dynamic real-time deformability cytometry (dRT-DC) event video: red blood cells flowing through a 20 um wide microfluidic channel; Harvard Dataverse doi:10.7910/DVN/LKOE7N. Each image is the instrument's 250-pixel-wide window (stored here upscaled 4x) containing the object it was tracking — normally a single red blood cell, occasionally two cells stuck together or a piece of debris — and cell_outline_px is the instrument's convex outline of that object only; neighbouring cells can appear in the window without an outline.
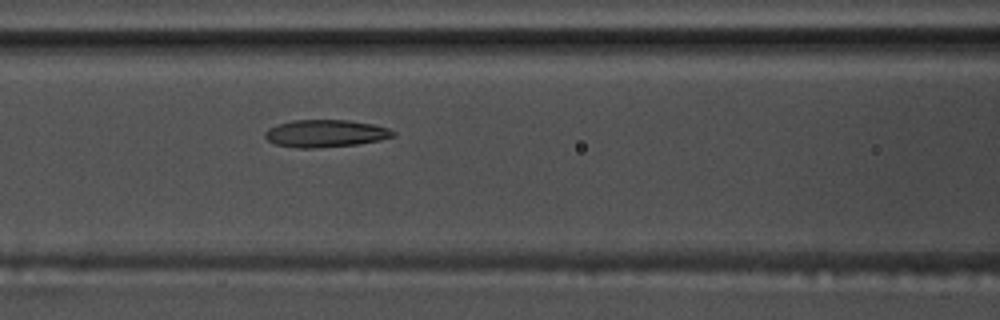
{"species": "common noctule bat (a hibernating species)", "species_latin": "Nyctalus noctula", "temperature_condition": "warm", "stored_images_in_passage": 46, "camera_frame_rate_fps": 3000, "um_per_image_px": 0.085, "animal": {"sex": "male", "body_mass_g": 17.5, "forearm_length_mm": 52.3}, "frame": {"image": 1, "passage_image": 15, "time_ms": 4.667, "image_size_px": [1000, 320], "cell_outline_px": [[396, 136], [380, 140], [356, 144], [316, 148], [296, 148], [276, 144], [268, 140], [264, 136], [264, 132], [268, 128], [292, 120], [348, 120], [372, 124], [388, 128], [396, 132]], "centroid_in_image_um": [27.67, 11.34], "position_along_channel_um": 138.9, "area_um2": 20.4}}
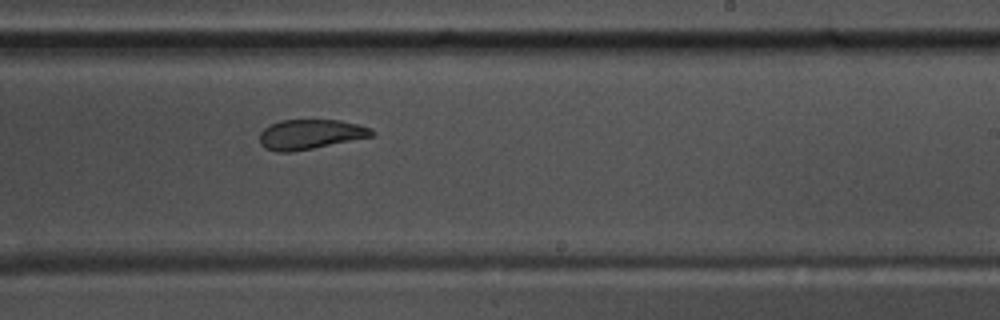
{"frame": {"image": 2, "passage_image": 25, "time_ms": 8.0, "image_size_px": [1000, 320], "cell_outline_px": [[376, 132], [372, 136], [292, 152], [276, 152], [264, 148], [260, 144], [260, 132], [264, 128], [280, 120], [340, 120], [372, 128]], "centroid_in_image_um": [26.35, 11.42], "position_along_channel_um": 262.6, "area_um2": 19.36}}
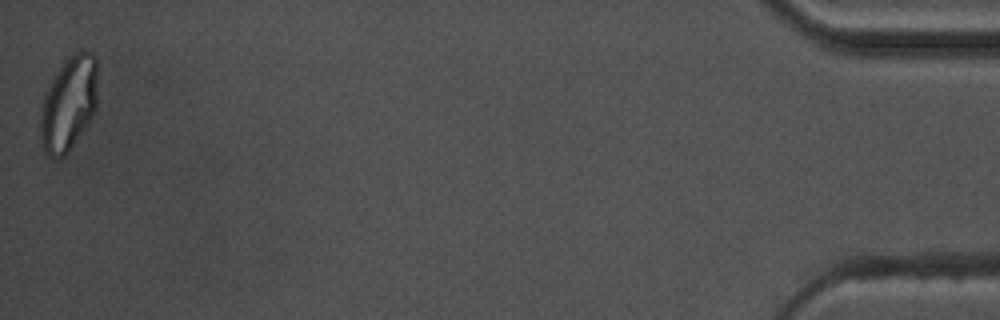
{"frame": {"image": 3, "passage_image": 46, "time_ms": 15.0, "image_size_px": [1000, 320], "cell_outline_px": [[96, 112], [88, 124], [68, 152], [60, 160], [48, 156], [40, 144], [40, 112], [44, 92], [56, 72], [68, 56], [76, 52], [92, 52], [96, 56]], "centroid_in_image_um": [5.81, 8.85], "position_along_channel_um": 429.4, "area_um2": 31.85}, "authors_computed_cell_mechanics": {"area_um2": 20.9236, "velocity_mm_per_s": 3.7238, "shape_relaxation_time_tau1_ms": null, "shape_relaxation_time_tau2_ms": 2.2177, "deformation_change_tau1": null, "deformation_change_tau2": 0.093}}